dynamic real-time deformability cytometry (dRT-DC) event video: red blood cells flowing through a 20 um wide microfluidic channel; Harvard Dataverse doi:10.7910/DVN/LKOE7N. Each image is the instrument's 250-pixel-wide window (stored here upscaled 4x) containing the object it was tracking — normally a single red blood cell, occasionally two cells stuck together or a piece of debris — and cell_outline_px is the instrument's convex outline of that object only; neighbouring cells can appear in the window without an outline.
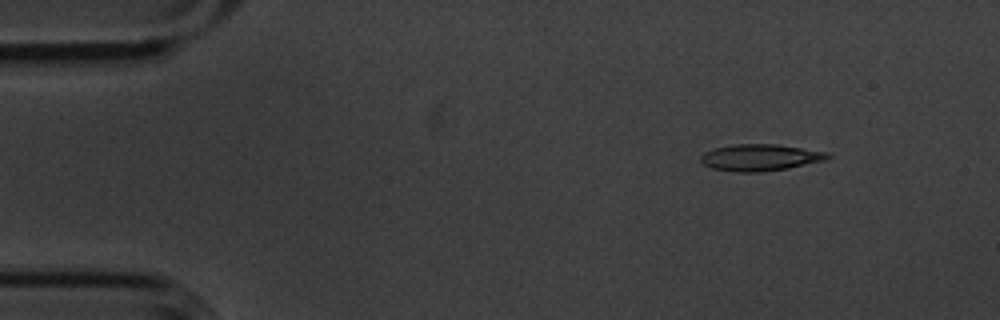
{"species": "common noctule bat (a hibernating species)", "species_latin": "Nyctalus noctula", "temperature_condition": "cold", "stored_images_in_passage": 10, "camera_frame_rate_fps": 3000, "um_per_image_px": 0.085, "animal": {"sex": "male", "body_mass_g": 20.1, "forearm_length_mm": 53.5}, "frame": {"image": 1, "passage_image": 1, "time_ms": 0.0, "image_size_px": [1000, 320], "cell_outline_px": [[832, 156], [824, 160], [788, 168], [760, 172], [736, 172], [712, 168], [700, 164], [700, 156], [704, 152], [716, 148], [736, 144], [776, 144], [828, 152]], "centroid_in_image_um": [64.58, 13.39], "position_along_channel_um": 20.4, "area_um2": 19.65}}
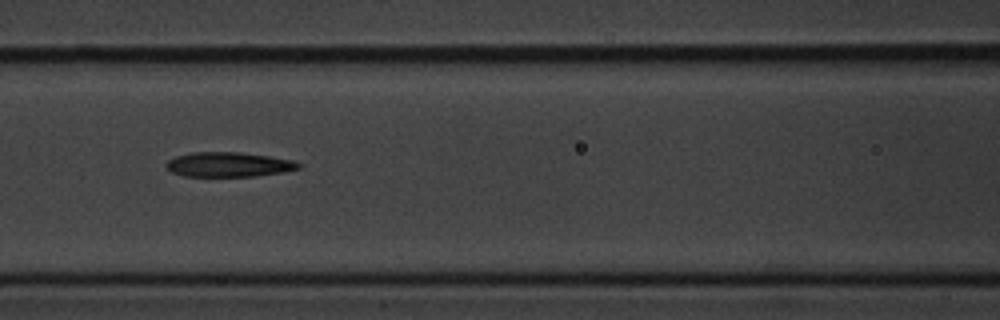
{"frame": {"image": 2, "passage_image": 6, "time_ms": 1.667, "image_size_px": [1000, 320], "cell_outline_px": [[300, 168], [284, 172], [256, 176], [184, 176], [172, 172], [164, 164], [168, 160], [176, 156], [192, 152], [240, 152], [296, 160], [300, 164]], "centroid_in_image_um": [19.45, 13.98], "position_along_channel_um": 147.1, "area_um2": 19.07}}
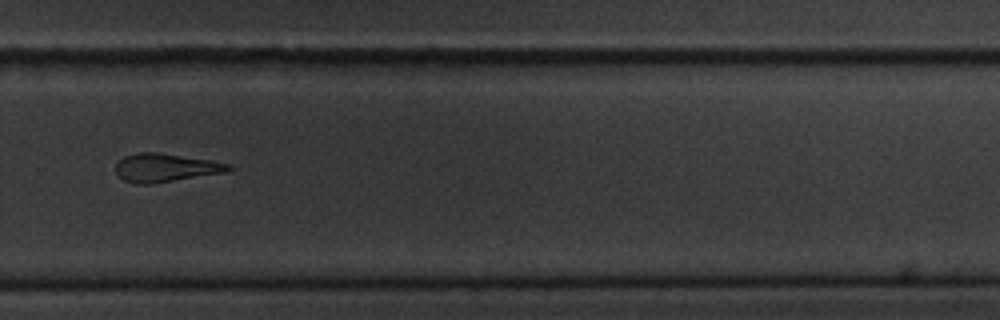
{"frame": {"image": 3, "passage_image": 10, "time_ms": 3.0, "image_size_px": [1000, 320], "cell_outline_px": [[232, 168], [224, 172], [152, 184], [136, 184], [124, 180], [116, 172], [116, 164], [124, 156], [136, 152], [156, 152], [212, 160], [232, 164]], "centroid_in_image_um": [14.06, 14.25], "position_along_channel_um": 315.7, "area_um2": 18.55}}